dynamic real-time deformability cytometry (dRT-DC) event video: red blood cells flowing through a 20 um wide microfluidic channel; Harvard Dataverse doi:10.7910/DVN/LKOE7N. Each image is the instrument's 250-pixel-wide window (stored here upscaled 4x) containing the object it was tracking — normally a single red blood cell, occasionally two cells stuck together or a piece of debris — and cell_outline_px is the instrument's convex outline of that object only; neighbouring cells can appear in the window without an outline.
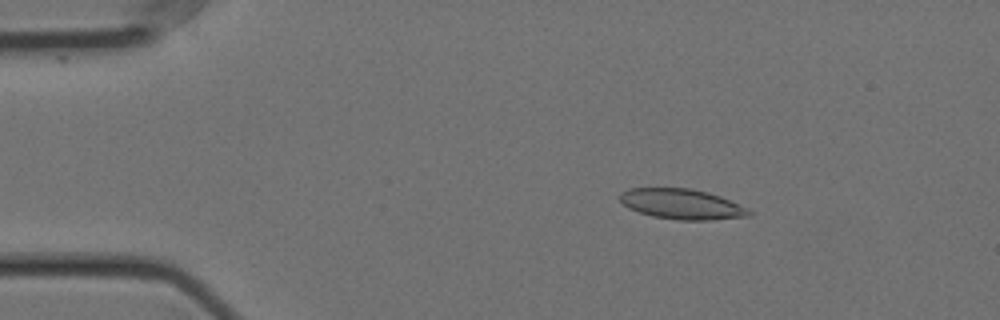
{"species": "Egyptian fruit bat (a non-hibernating species)", "species_latin": "Rousettus aegyptiacus", "temperature_condition": "cold", "stored_images_in_passage": 56, "camera_frame_rate_fps": 3000, "um_per_image_px": 0.085, "animal": {"sex": "female"}, "frame": {"image": 1, "passage_image": 9, "time_ms": 2.667, "image_size_px": [1000, 320], "cell_outline_px": [[752, 216], [708, 220], [680, 220], [652, 216], [628, 208], [620, 200], [620, 192], [628, 188], [688, 188], [708, 192], [720, 196], [752, 212]], "centroid_in_image_um": [57.91, 17.34], "position_along_channel_um": 27.1, "area_um2": 22.54}}
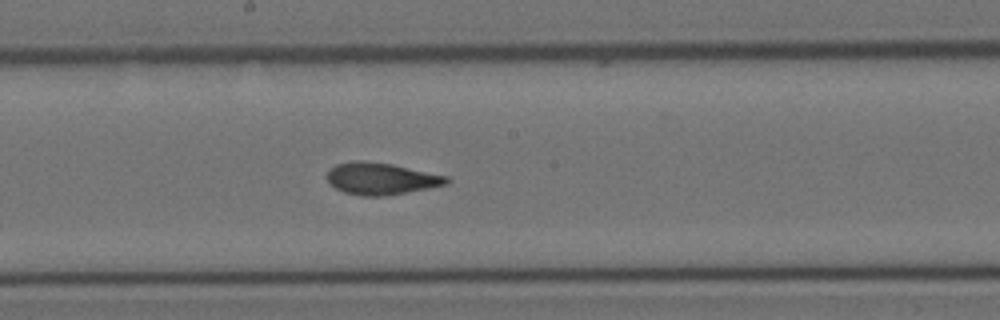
{"frame": {"image": 2, "passage_image": 30, "time_ms": 9.667, "image_size_px": [1000, 320], "cell_outline_px": [[452, 180], [448, 184], [428, 188], [384, 196], [360, 196], [344, 192], [336, 188], [324, 176], [328, 168], [336, 164], [352, 160], [364, 160], [392, 164], [448, 176]], "centroid_in_image_um": [32.36, 15.17], "position_along_channel_um": 215.8, "area_um2": 22.48}}
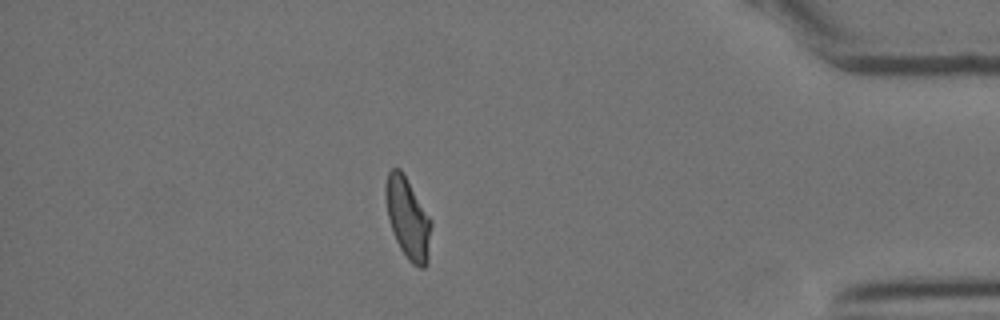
{"frame": {"image": 3, "passage_image": 49, "time_ms": 16.0, "image_size_px": [1000, 320], "cell_outline_px": [[432, 224], [428, 264], [424, 268], [420, 268], [412, 264], [408, 260], [400, 248], [392, 232], [388, 216], [384, 196], [384, 188], [388, 172], [392, 168], [400, 168], [432, 220]], "centroid_in_image_um": [34.67, 18.58], "position_along_channel_um": 400.5, "area_um2": 21.73}, "authors_computed_cell_mechanics": {"area_um2": 22.1374, "velocity_mm_per_s": 3.5475, "shape_relaxation_time_tau1_ms": 8.1516, "shape_relaxation_time_tau2_ms": 1.6366, "deformation_change_tau1": 0.1942, "deformation_change_tau2": 0.0676}}